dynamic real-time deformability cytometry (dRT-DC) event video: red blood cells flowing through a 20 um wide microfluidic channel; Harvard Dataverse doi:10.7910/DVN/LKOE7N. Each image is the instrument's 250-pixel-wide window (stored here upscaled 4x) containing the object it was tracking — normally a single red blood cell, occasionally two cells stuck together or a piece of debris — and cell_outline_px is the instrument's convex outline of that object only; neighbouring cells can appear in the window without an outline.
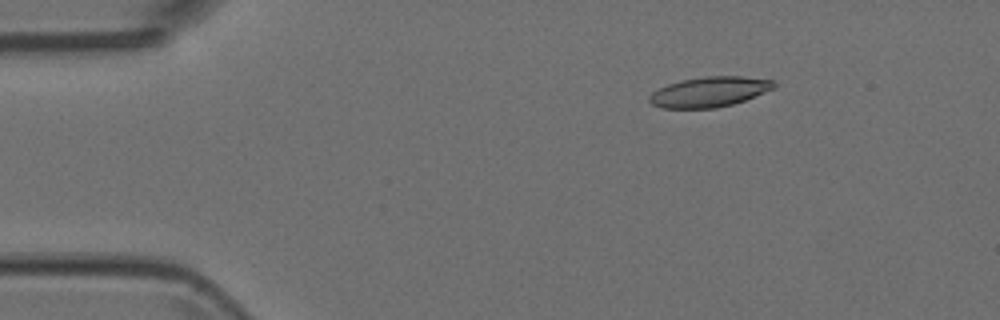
{"species": "Egyptian fruit bat (a non-hibernating species)", "species_latin": "Rousettus aegyptiacus", "temperature_condition": "room temperature", "stored_images_in_passage": 5, "camera_frame_rate_fps": 3000, "um_per_image_px": 0.085, "animal": {"sex": "female"}, "frame": {"image": 1, "passage_image": 3, "time_ms": 0.667, "image_size_px": [1000, 320], "cell_outline_px": [[776, 88], [744, 100], [732, 104], [716, 108], [660, 108], [652, 104], [648, 100], [648, 96], [652, 92], [668, 84], [680, 80], [704, 76], [740, 76], [776, 80]], "centroid_in_image_um": [60.31, 7.8], "position_along_channel_um": 24.7, "area_um2": 22.02}}